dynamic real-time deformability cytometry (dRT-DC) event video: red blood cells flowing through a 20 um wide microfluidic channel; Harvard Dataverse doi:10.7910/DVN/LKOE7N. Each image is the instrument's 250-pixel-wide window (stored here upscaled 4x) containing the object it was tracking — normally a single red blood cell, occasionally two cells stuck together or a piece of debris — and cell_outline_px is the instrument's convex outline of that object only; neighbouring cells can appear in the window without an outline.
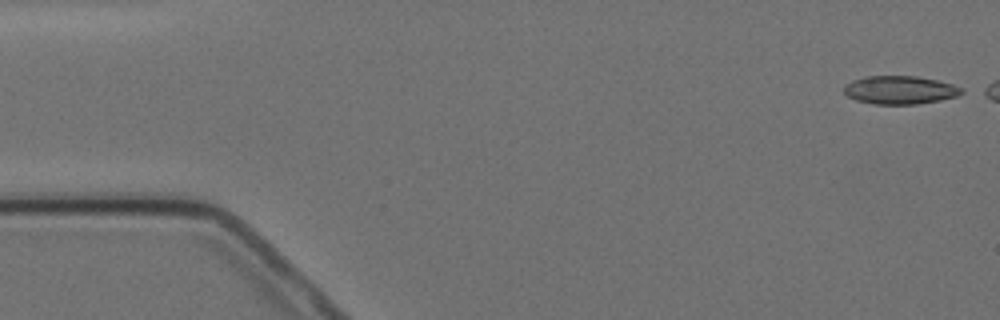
{"species": "Egyptian fruit bat (a non-hibernating species)", "species_latin": "Rousettus aegyptiacus", "temperature_condition": "cold", "stored_images_in_passage": 6, "camera_frame_rate_fps": 3000, "um_per_image_px": 0.085, "animal": {"sex": "female"}, "frame": {"image": 1, "passage_image": 1, "time_ms": 0.0, "image_size_px": [1000, 320], "cell_outline_px": [[964, 92], [956, 96], [940, 100], [916, 104], [876, 104], [856, 100], [848, 96], [844, 92], [844, 84], [852, 80], [864, 76], [916, 76], [936, 80], [952, 84], [964, 88]], "centroid_in_image_um": [76.48, 7.64], "position_along_channel_um": 8.5, "area_um2": 19.36}}